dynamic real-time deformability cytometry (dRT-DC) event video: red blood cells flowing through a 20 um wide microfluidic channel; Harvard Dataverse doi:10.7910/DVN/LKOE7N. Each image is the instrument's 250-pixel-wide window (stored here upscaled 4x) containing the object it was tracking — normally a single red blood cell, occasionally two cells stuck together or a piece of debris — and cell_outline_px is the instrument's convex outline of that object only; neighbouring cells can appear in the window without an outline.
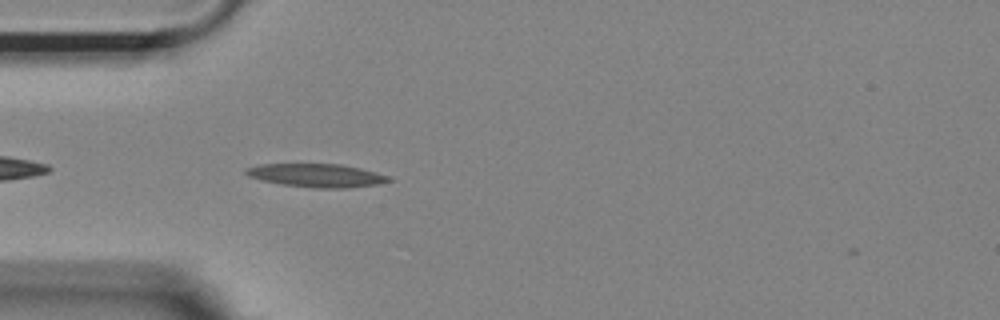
{"species": "Egyptian fruit bat (a non-hibernating species)", "species_latin": "Rousettus aegyptiacus", "temperature_condition": "room temperature", "stored_images_in_passage": 41, "camera_frame_rate_fps": 3000, "um_per_image_px": 0.085, "animal": {"sex": "female"}, "frame": {"image": 1, "passage_image": 3, "time_ms": 0.667, "image_size_px": [1000, 320], "cell_outline_px": [[392, 180], [376, 184], [348, 188], [316, 188], [284, 184], [264, 180], [248, 176], [244, 172], [244, 168], [260, 164], [340, 164], [360, 168], [392, 176]], "centroid_in_image_um": [26.94, 14.9], "position_along_channel_um": 58.1, "area_um2": 19.31}}
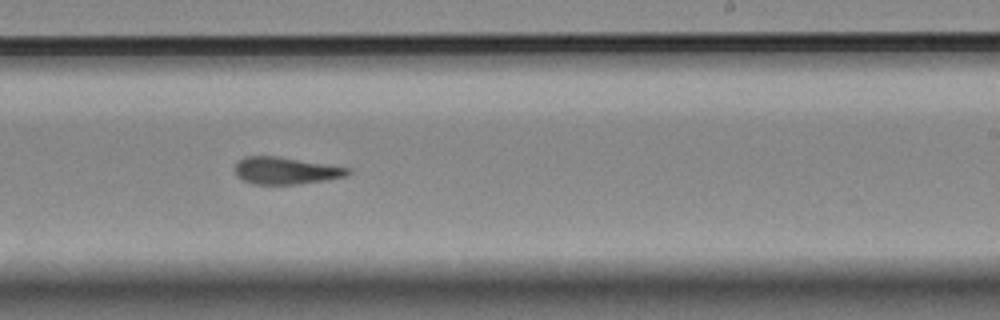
{"frame": {"image": 2, "passage_image": 20, "time_ms": 6.333, "image_size_px": [1000, 320], "cell_outline_px": [[352, 172], [344, 176], [328, 180], [296, 184], [252, 184], [236, 176], [236, 164], [244, 156], [276, 156], [352, 168]], "centroid_in_image_um": [24.31, 14.51], "position_along_channel_um": 264.7, "area_um2": 17.74}}
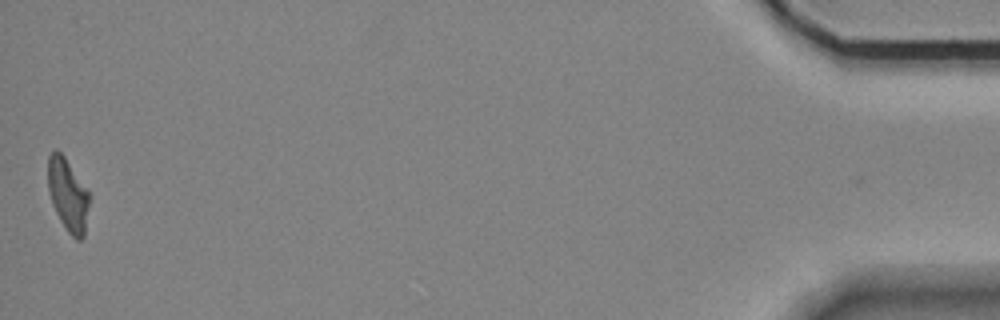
{"frame": {"image": 3, "passage_image": 41, "time_ms": 13.333, "image_size_px": [1000, 320], "cell_outline_px": [[92, 196], [84, 236], [80, 240], [76, 240], [68, 232], [60, 220], [52, 204], [48, 188], [48, 156], [56, 148], [64, 156], [88, 188]], "centroid_in_image_um": [5.82, 16.57], "position_along_channel_um": 429.4, "area_um2": 17.98}, "authors_computed_cell_mechanics": {"area_um2": 18.0914, "velocity_mm_per_s": 3.6794, "shape_relaxation_time_tau1_ms": null, "shape_relaxation_time_tau2_ms": 2.6801, "deformation_change_tau1": null, "deformation_change_tau2": 0.1303}}